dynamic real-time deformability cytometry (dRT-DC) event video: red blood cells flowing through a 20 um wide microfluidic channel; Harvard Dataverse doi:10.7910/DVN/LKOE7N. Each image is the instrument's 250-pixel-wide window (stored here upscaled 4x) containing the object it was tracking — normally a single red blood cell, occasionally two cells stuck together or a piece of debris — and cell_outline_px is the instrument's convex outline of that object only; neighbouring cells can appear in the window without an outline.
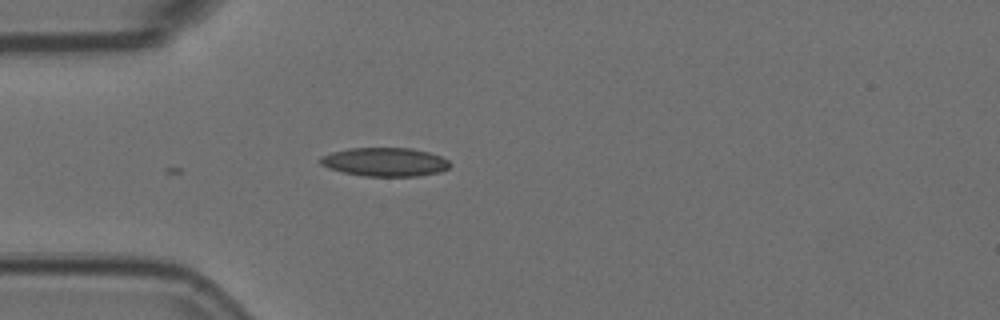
{"species": "Egyptian fruit bat (a non-hibernating species)", "species_latin": "Rousettus aegyptiacus", "temperature_condition": "room temperature", "stored_images_in_passage": 10, "camera_frame_rate_fps": 3000, "um_per_image_px": 0.085, "animal": {"sex": "female"}, "frame": {"image": 1, "passage_image": 1, "time_ms": 0.0, "image_size_px": [1000, 320], "cell_outline_px": [[452, 164], [448, 168], [440, 172], [416, 176], [364, 176], [344, 172], [328, 168], [320, 164], [316, 160], [320, 156], [332, 152], [348, 148], [412, 148], [428, 152], [440, 156], [448, 160]], "centroid_in_image_um": [32.69, 13.76], "position_along_channel_um": 52.3, "area_um2": 21.79}}
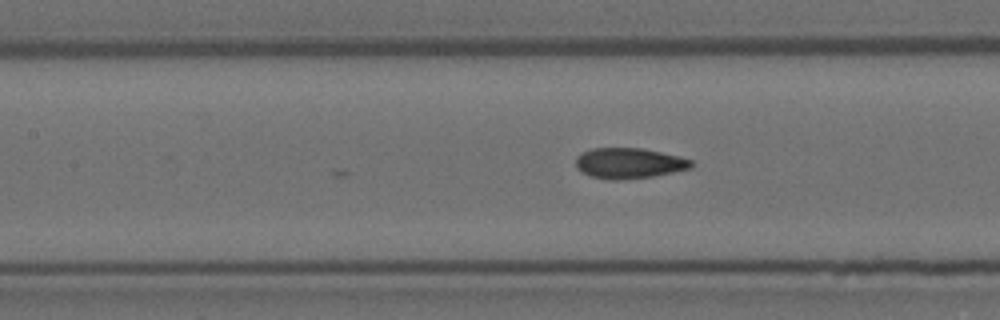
{"frame": {"image": 2, "passage_image": 10, "time_ms": 3.0, "image_size_px": [1000, 320], "cell_outline_px": [[692, 168], [652, 176], [616, 180], [612, 180], [592, 176], [584, 172], [576, 164], [576, 156], [592, 148], [640, 148], [680, 156], [692, 160]], "centroid_in_image_um": [53.5, 13.86], "position_along_channel_um": 153.9, "area_um2": 20.17}}